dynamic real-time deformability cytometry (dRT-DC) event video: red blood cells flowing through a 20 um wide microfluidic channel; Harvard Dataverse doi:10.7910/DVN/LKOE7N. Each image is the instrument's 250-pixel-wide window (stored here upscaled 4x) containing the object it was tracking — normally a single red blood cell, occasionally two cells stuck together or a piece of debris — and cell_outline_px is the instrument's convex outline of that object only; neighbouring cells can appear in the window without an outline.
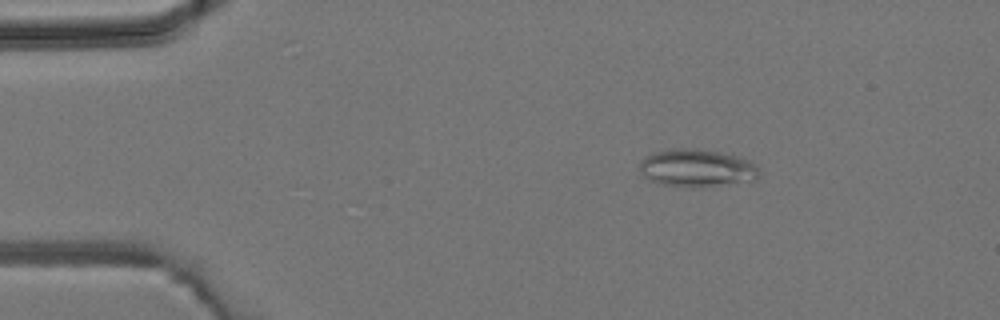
{"species": "common noctule bat (a hibernating species)", "species_latin": "Nyctalus noctula", "temperature_condition": "room temperature", "stored_images_in_passage": 43, "camera_frame_rate_fps": 3000, "um_per_image_px": 0.085, "animal": {"sex": "male", "body_mass_g": 19.2, "forearm_length_mm": 51.8}, "frame": {"image": 1, "passage_image": 6, "time_ms": 1.667, "image_size_px": [1000, 320], "cell_outline_px": [[760, 176], [752, 180], [692, 188], [664, 184], [652, 180], [644, 176], [640, 172], [640, 160], [652, 152], [676, 148], [700, 148], [720, 152], [736, 156], [748, 160], [760, 172]], "centroid_in_image_um": [59.19, 14.26], "position_along_channel_um": 25.8, "area_um2": 26.01}}
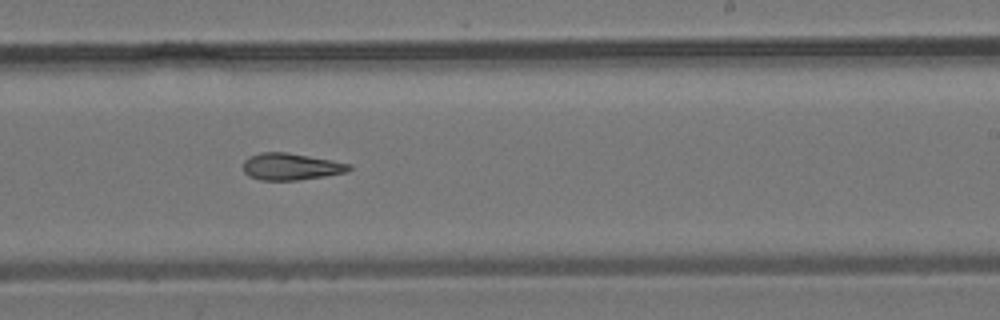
{"frame": {"image": 2, "passage_image": 26, "time_ms": 8.333, "image_size_px": [1000, 320], "cell_outline_px": [[352, 168], [348, 172], [324, 176], [296, 180], [260, 180], [248, 176], [244, 172], [244, 160], [248, 156], [260, 152], [288, 152], [332, 160], [352, 164]], "centroid_in_image_um": [24.73, 14.15], "position_along_channel_um": 264.3, "area_um2": 16.7}}
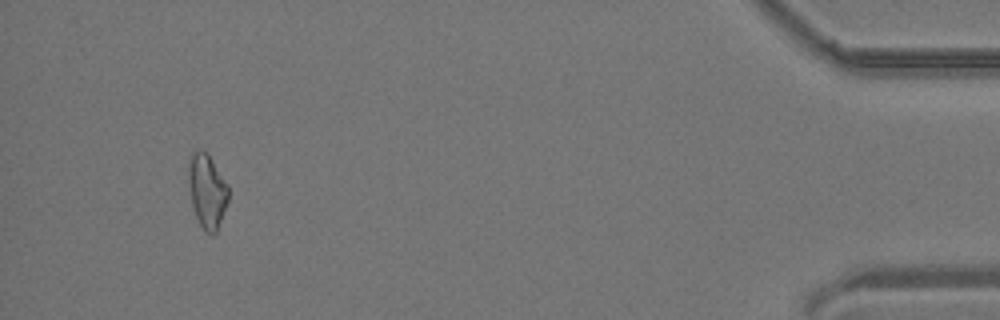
{"frame": {"image": 3, "passage_image": 41, "time_ms": 13.333, "image_size_px": [1000, 320], "cell_outline_px": [[228, 200], [216, 232], [204, 232], [196, 216], [192, 204], [188, 180], [188, 164], [192, 152], [200, 148], [208, 152], [228, 184]], "centroid_in_image_um": [17.59, 16.16], "position_along_channel_um": 417.6, "area_um2": 17.22}}